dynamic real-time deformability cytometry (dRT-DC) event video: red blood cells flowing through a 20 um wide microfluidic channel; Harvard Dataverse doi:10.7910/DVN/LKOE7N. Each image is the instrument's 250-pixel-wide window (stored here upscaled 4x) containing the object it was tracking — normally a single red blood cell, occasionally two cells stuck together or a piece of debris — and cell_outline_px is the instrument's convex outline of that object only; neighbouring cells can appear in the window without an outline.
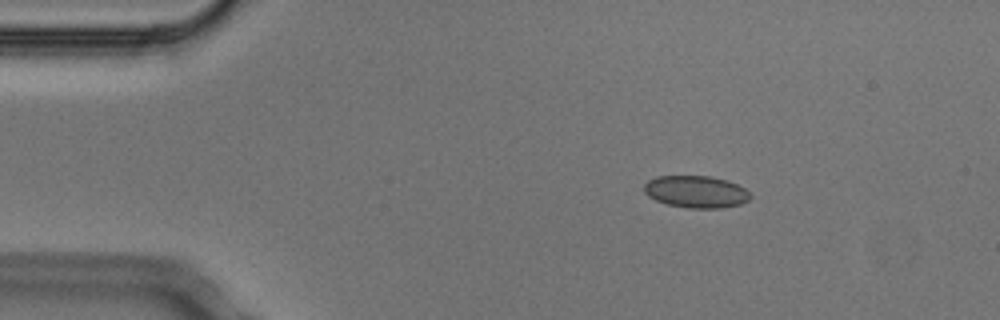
{"species": "Egyptian fruit bat (a non-hibernating species)", "species_latin": "Rousettus aegyptiacus", "temperature_condition": "cold", "stored_images_in_passage": 4, "segment_of_instrument_passage": [1, 2], "camera_frame_rate_fps": 3000, "um_per_image_px": 0.085, "animal": {"sex": "male"}, "frame": {"image": 1, "passage_image": 1, "time_ms": 0.0, "image_size_px": [1000, 320], "cell_outline_px": [[752, 196], [748, 200], [740, 204], [720, 208], [688, 208], [668, 204], [656, 200], [648, 196], [644, 192], [644, 184], [648, 180], [656, 176], [708, 176], [728, 180], [752, 192]], "centroid_in_image_um": [59.17, 16.29], "position_along_channel_um": 25.8, "area_um2": 19.94}}